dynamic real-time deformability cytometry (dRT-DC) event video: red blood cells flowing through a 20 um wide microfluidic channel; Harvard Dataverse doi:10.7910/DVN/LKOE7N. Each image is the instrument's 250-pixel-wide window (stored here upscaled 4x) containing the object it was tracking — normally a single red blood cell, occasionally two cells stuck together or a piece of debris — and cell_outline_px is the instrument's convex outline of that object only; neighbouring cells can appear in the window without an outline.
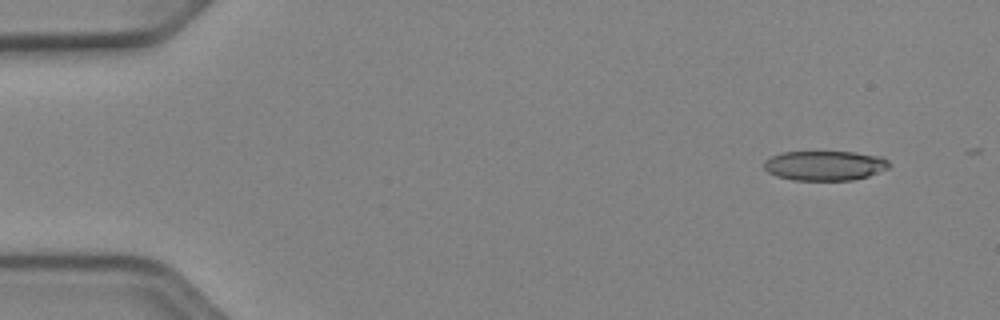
{"species": "Egyptian fruit bat (a non-hibernating species)", "species_latin": "Rousettus aegyptiacus", "temperature_condition": "cold", "stored_images_in_passage": 14, "camera_frame_rate_fps": 3000, "um_per_image_px": 0.085, "animal": {"sex": "female"}, "frame": {"image": 1, "passage_image": 1, "time_ms": 0.0, "image_size_px": [1000, 320], "cell_outline_px": [[892, 164], [888, 168], [868, 176], [852, 180], [792, 180], [776, 176], [768, 172], [764, 168], [764, 160], [780, 152], [856, 152], [880, 156], [888, 160]], "centroid_in_image_um": [70.11, 14.07], "position_along_channel_um": 14.9, "area_um2": 21.79}}
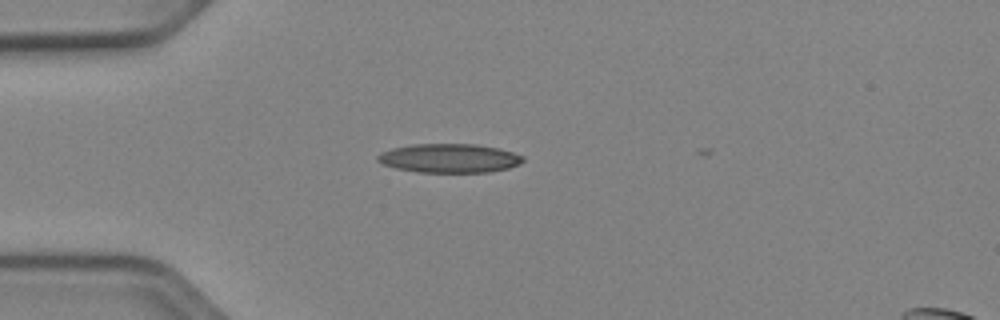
{"frame": {"image": 2, "passage_image": 11, "time_ms": 3.333, "image_size_px": [1000, 320], "cell_outline_px": [[524, 160], [520, 164], [508, 168], [488, 172], [416, 172], [396, 168], [384, 164], [376, 160], [376, 156], [380, 152], [392, 148], [412, 144], [476, 144], [500, 148], [524, 156]], "centroid_in_image_um": [38.19, 13.44], "position_along_channel_um": 46.8, "area_um2": 24.62}}